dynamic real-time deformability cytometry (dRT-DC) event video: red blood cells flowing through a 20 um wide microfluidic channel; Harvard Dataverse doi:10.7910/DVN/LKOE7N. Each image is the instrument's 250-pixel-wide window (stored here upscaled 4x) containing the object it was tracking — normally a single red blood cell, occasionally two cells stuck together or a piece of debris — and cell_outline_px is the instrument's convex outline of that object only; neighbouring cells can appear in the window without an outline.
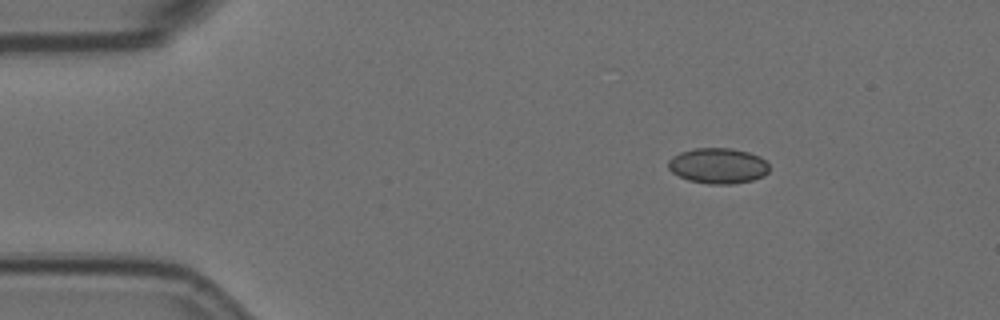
{"species": "Egyptian fruit bat (a non-hibernating species)", "species_latin": "Rousettus aegyptiacus", "temperature_condition": "room temperature", "stored_images_in_passage": 4, "camera_frame_rate_fps": 3000, "um_per_image_px": 0.085, "animal": {"sex": "female"}, "frame": {"image": 1, "passage_image": 1, "time_ms": 0.0, "image_size_px": [1000, 320], "cell_outline_px": [[768, 172], [764, 176], [752, 180], [732, 184], [708, 184], [688, 180], [672, 172], [668, 168], [668, 160], [672, 156], [680, 152], [696, 148], [732, 148], [748, 152], [760, 156], [768, 164]], "centroid_in_image_um": [61.03, 14.09], "position_along_channel_um": 24.0, "area_um2": 20.98}}